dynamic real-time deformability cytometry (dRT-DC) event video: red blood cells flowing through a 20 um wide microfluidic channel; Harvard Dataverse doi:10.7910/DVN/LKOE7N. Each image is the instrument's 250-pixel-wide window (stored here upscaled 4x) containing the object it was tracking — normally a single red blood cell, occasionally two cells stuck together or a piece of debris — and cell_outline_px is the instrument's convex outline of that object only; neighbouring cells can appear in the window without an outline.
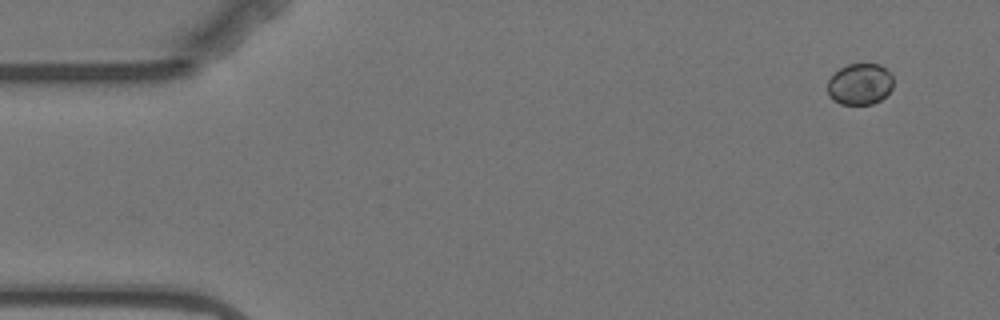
{"species": "Egyptian fruit bat (a non-hibernating species)", "species_latin": "Rousettus aegyptiacus", "temperature_condition": "warm", "stored_images_in_passage": 6, "camera_frame_rate_fps": 3000, "um_per_image_px": 0.085, "animal": {"sex": "female"}, "frame": {"image": 1, "passage_image": 1, "time_ms": 0.0, "image_size_px": [1000, 320], "cell_outline_px": [[892, 88], [880, 100], [872, 104], [840, 104], [832, 100], [828, 96], [828, 80], [840, 68], [848, 64], [880, 64], [892, 76]], "centroid_in_image_um": [73.07, 7.16], "position_along_channel_um": 11.9, "area_um2": 15.72}}
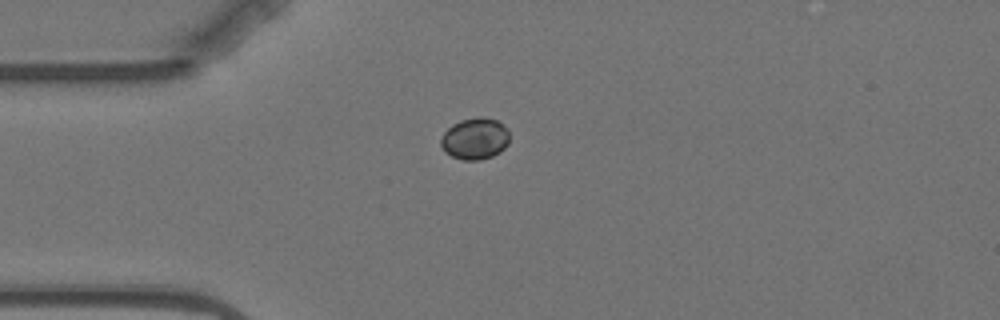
{"frame": {"image": 2, "passage_image": 4, "time_ms": 3.667, "image_size_px": [1000, 320], "cell_outline_px": [[508, 144], [500, 152], [492, 156], [480, 160], [464, 160], [452, 156], [444, 152], [440, 144], [440, 140], [444, 132], [452, 124], [460, 120], [476, 116], [484, 116], [496, 120], [508, 128]], "centroid_in_image_um": [40.36, 11.77], "position_along_channel_um": 44.6, "area_um2": 16.82}}
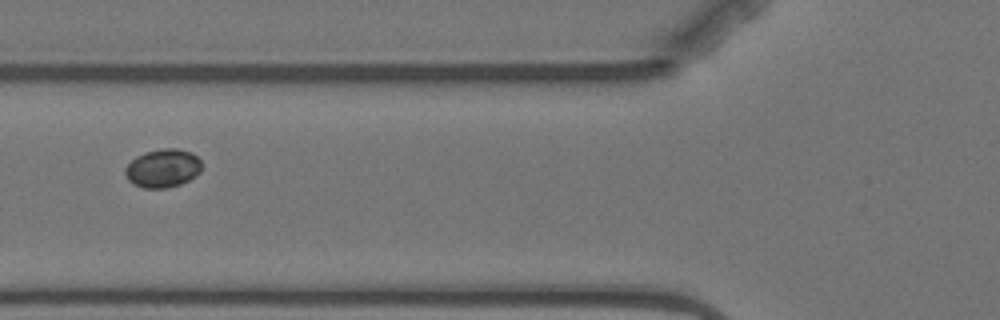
{"frame": {"image": 3, "passage_image": 6, "time_ms": 6.0, "image_size_px": [1000, 320], "cell_outline_px": [[200, 172], [188, 180], [180, 184], [164, 188], [144, 188], [132, 184], [128, 180], [124, 172], [124, 168], [136, 156], [144, 152], [164, 148], [176, 148], [192, 152], [200, 160]], "centroid_in_image_um": [13.81, 14.29], "position_along_channel_um": 112.0, "area_um2": 17.11}}